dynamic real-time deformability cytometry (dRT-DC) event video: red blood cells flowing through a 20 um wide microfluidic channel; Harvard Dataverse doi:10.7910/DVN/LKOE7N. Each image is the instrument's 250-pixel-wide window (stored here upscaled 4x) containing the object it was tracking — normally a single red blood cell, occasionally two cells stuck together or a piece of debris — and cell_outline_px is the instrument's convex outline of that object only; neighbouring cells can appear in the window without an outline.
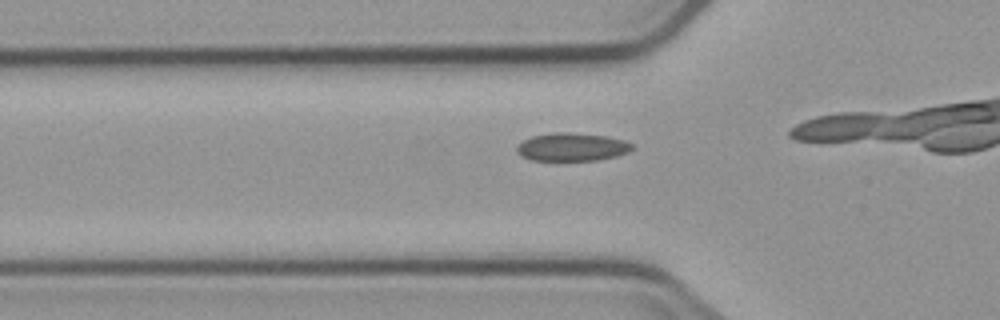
{"species": "common noctule bat (a hibernating species)", "species_latin": "Nyctalus noctula", "temperature_condition": "cold", "stored_images_in_passage": 4, "camera_frame_rate_fps": 3000, "um_per_image_px": 0.085, "animal": {"sex": "male", "body_mass_g": 23.1, "forearm_length_mm": 52.7}, "frame": {"image": 1, "passage_image": 3, "time_ms": 3.0, "image_size_px": [1000, 320], "cell_outline_px": [[632, 148], [628, 152], [616, 156], [596, 160], [532, 160], [520, 156], [516, 152], [516, 148], [524, 140], [532, 136], [552, 132], [572, 132], [608, 136], [624, 140], [632, 144]], "centroid_in_image_um": [48.6, 12.48], "position_along_channel_um": 77.2, "area_um2": 18.9}}